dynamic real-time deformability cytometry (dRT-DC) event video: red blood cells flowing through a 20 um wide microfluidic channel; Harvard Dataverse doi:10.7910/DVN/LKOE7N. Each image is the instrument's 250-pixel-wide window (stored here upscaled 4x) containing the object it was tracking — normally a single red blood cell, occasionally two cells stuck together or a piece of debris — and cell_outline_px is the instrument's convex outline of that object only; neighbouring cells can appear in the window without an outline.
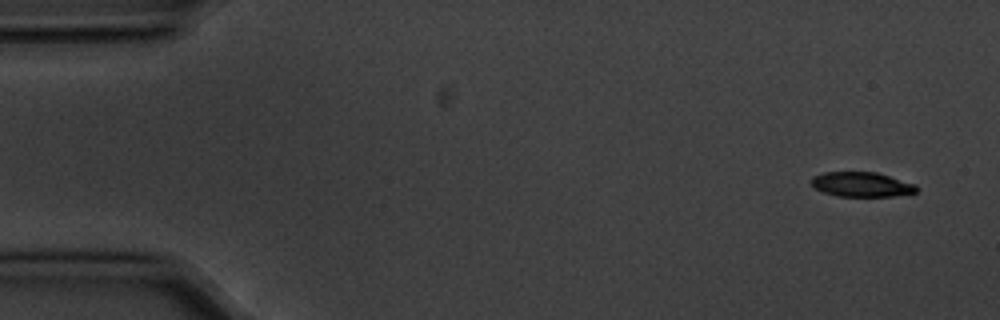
{"species": "common noctule bat (a hibernating species)", "species_latin": "Nyctalus noctula", "temperature_condition": "cold", "stored_images_in_passage": 4, "camera_frame_rate_fps": 3000, "um_per_image_px": 0.085, "animal": {"sex": "male", "body_mass_g": 20.1, "forearm_length_mm": 53.5}, "frame": {"image": 1, "passage_image": 1, "time_ms": 0.0, "image_size_px": [1000, 320], "cell_outline_px": [[920, 188], [916, 192], [892, 196], [840, 196], [824, 192], [816, 188], [812, 184], [812, 176], [824, 172], [876, 172], [916, 184]], "centroid_in_image_um": [73.27, 15.67], "position_along_channel_um": 11.7, "area_um2": 15.03}}
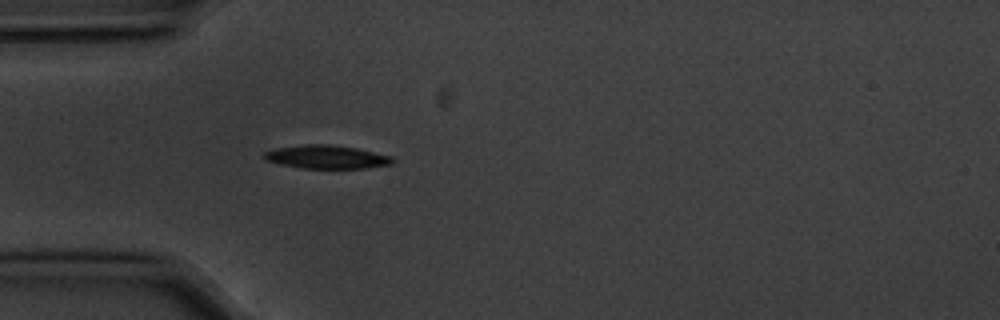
{"frame": {"image": 2, "passage_image": 4, "time_ms": 1.0, "image_size_px": [1000, 320], "cell_outline_px": [[396, 160], [392, 164], [364, 168], [304, 168], [284, 164], [268, 160], [264, 156], [264, 152], [276, 148], [304, 144], [328, 144], [356, 148], [392, 156]], "centroid_in_image_um": [27.83, 13.33], "position_along_channel_um": 57.2, "area_um2": 17.22}}